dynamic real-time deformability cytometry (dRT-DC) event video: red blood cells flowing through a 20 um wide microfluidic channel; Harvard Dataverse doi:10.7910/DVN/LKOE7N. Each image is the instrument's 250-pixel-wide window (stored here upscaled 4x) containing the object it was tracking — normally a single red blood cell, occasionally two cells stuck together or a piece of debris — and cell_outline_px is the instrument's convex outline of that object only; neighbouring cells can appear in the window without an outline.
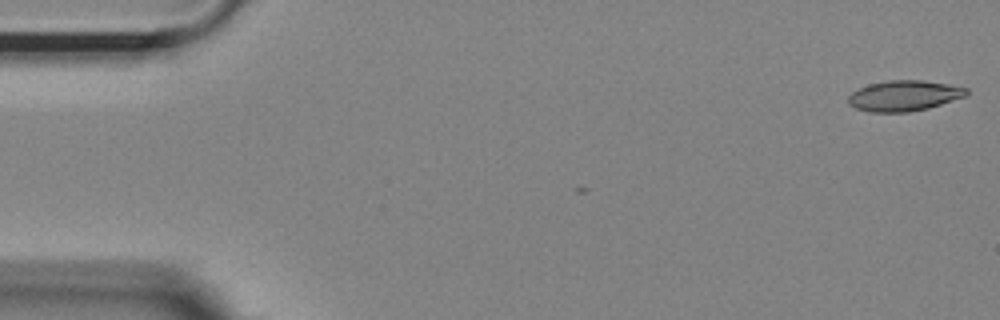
{"species": "Egyptian fruit bat (a non-hibernating species)", "species_latin": "Rousettus aegyptiacus", "temperature_condition": "room temperature", "stored_images_in_passage": 7, "camera_frame_rate_fps": 3000, "um_per_image_px": 0.085, "animal": {"sex": "female"}, "frame": {"image": 1, "passage_image": 1, "time_ms": 0.0, "image_size_px": [1000, 320], "cell_outline_px": [[968, 92], [964, 96], [928, 108], [908, 112], [868, 112], [856, 108], [848, 104], [848, 96], [852, 92], [868, 84], [888, 80], [924, 80], [948, 84], [968, 88]], "centroid_in_image_um": [76.81, 8.13], "position_along_channel_um": 8.2, "area_um2": 20.98}}